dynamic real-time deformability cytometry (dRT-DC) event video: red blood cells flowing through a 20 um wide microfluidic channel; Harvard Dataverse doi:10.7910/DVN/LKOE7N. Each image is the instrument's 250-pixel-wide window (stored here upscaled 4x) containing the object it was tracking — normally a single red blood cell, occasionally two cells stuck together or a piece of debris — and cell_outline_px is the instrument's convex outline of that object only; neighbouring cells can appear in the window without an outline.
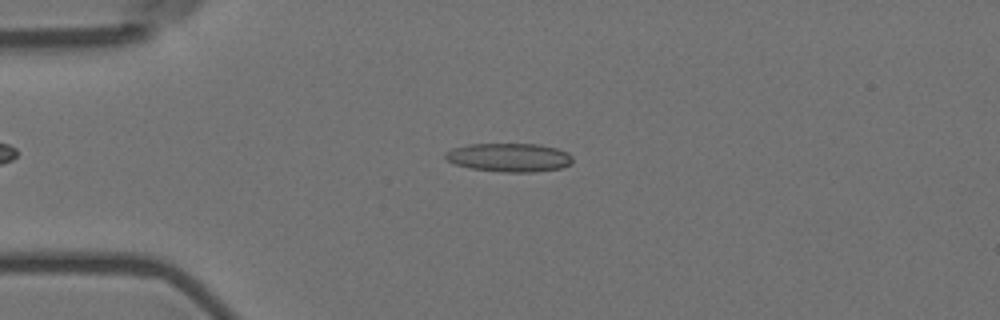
{"species": "Egyptian fruit bat (a non-hibernating species)", "species_latin": "Rousettus aegyptiacus", "temperature_condition": "room temperature", "stored_images_in_passage": 51, "camera_frame_rate_fps": 3000, "um_per_image_px": 0.085, "animal": {"sex": "female"}, "frame": {"image": 1, "passage_image": 13, "time_ms": 4.0, "image_size_px": [1000, 320], "cell_outline_px": [[572, 164], [564, 168], [532, 172], [504, 172], [468, 168], [456, 164], [448, 160], [444, 156], [444, 152], [452, 148], [468, 144], [540, 144], [556, 148], [568, 152], [572, 156]], "centroid_in_image_um": [43.3, 13.38], "position_along_channel_um": 41.7, "area_um2": 21.44}}
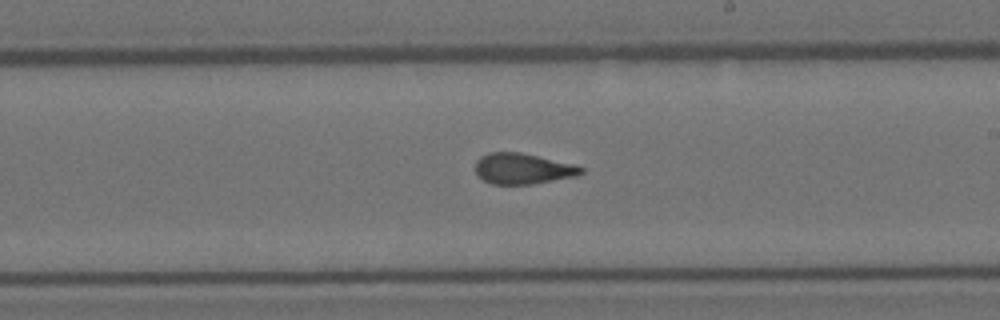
{"frame": {"image": 2, "passage_image": 32, "time_ms": 10.333, "image_size_px": [1000, 320], "cell_outline_px": [[584, 172], [576, 176], [532, 184], [492, 184], [484, 180], [476, 172], [476, 160], [480, 156], [488, 152], [520, 152], [572, 164], [584, 168]], "centroid_in_image_um": [44.42, 14.33], "position_along_channel_um": 244.6, "area_um2": 18.79}}
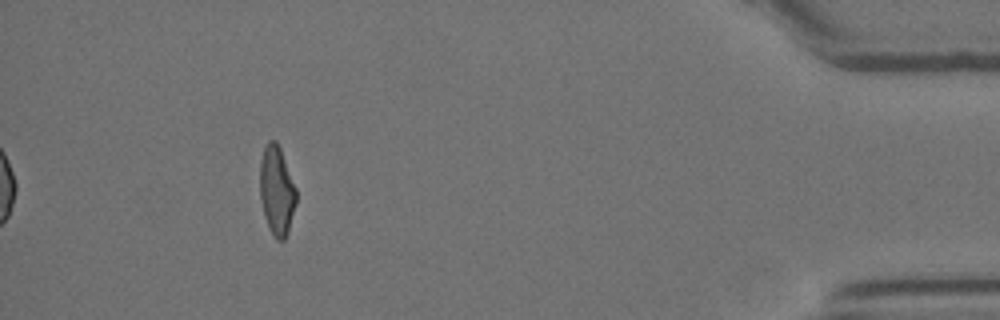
{"frame": {"image": 3, "passage_image": 51, "time_ms": 16.667, "image_size_px": [1000, 320], "cell_outline_px": [[296, 204], [288, 232], [284, 240], [276, 240], [264, 216], [260, 200], [260, 160], [264, 148], [268, 140], [276, 140], [280, 148], [296, 188]], "centroid_in_image_um": [23.52, 16.19], "position_along_channel_um": 411.7, "area_um2": 18.79}, "authors_computed_cell_mechanics": {"area_um2": 19.7676, "velocity_mm_per_s": 3.5813, "shape_relaxation_time_tau1_ms": null, "shape_relaxation_time_tau2_ms": 1.5966, "deformation_change_tau1": null, "deformation_change_tau2": 0.1002}}